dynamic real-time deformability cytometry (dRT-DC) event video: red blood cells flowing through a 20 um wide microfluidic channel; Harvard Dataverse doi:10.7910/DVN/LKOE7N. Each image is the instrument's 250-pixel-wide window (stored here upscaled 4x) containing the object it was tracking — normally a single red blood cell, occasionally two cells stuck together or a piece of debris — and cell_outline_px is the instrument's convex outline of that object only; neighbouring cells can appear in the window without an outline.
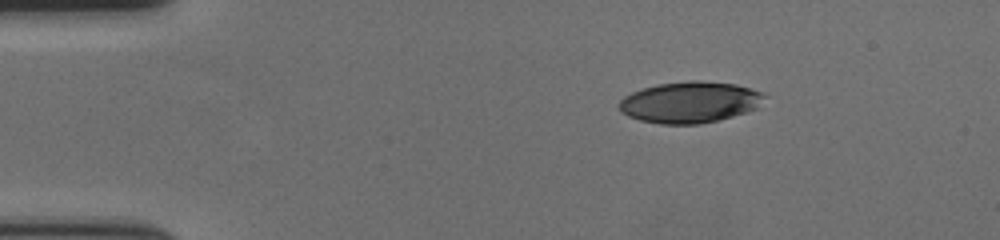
{"species": "human", "species_latin": "Homo sapiens", "temperature_condition": "cold", "stored_images_in_passage": 49, "camera_frame_rate_fps": 3000, "um_per_image_px": 0.085, "donor": {"sex": "female"}, "frame": {"image": 1, "passage_image": 1, "time_ms": 0.0, "image_size_px": [1000, 240], "cell_outline_px": [[768, 96], [756, 108], [732, 116], [700, 124], [660, 124], [640, 120], [628, 116], [620, 112], [616, 104], [624, 96], [632, 92], [644, 88], [660, 84], [692, 80], [700, 80], [736, 84], [760, 92]], "centroid_in_image_um": [58.6, 8.69], "position_along_channel_um": 26.4, "area_um2": 34.85}}
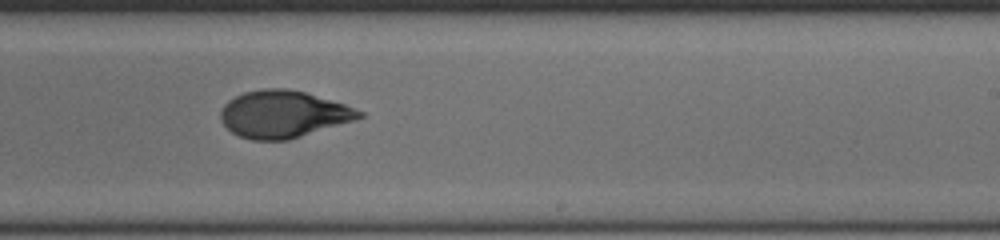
{"frame": {"image": 2, "passage_image": 27, "time_ms": 8.667, "image_size_px": [1000, 240], "cell_outline_px": [[364, 116], [352, 120], [288, 140], [252, 140], [240, 136], [232, 132], [220, 120], [220, 112], [224, 104], [228, 100], [244, 92], [264, 88], [288, 88], [304, 92], [344, 104], [364, 112]], "centroid_in_image_um": [24.03, 9.69], "position_along_channel_um": 265.0, "area_um2": 37.63}}
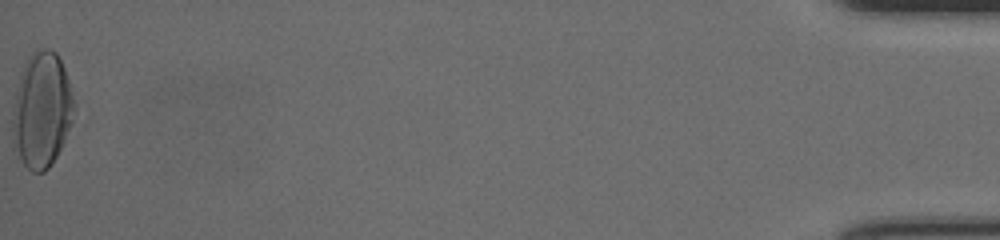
{"frame": {"image": 3, "passage_image": 49, "time_ms": 16.0, "image_size_px": [1000, 240], "cell_outline_px": [[76, 108], [72, 124], [56, 156], [48, 168], [44, 172], [32, 172], [20, 160], [12, 144], [12, 120], [16, 92], [20, 72], [28, 56], [36, 48], [48, 48], [56, 52], [64, 68], [68, 80]], "centroid_in_image_um": [3.54, 9.35], "position_along_channel_um": 431.7, "area_um2": 41.67}, "authors_computed_cell_mechanics": {"area_um2": 37.3966, "velocity_mm_per_s": 3.6453, "shape_relaxation_time_tau1_ms": 4.3593, "shape_relaxation_time_tau2_ms": 1.8001, "deformation_change_tau1": 0.1893, "deformation_change_tau2": 0.0693}}